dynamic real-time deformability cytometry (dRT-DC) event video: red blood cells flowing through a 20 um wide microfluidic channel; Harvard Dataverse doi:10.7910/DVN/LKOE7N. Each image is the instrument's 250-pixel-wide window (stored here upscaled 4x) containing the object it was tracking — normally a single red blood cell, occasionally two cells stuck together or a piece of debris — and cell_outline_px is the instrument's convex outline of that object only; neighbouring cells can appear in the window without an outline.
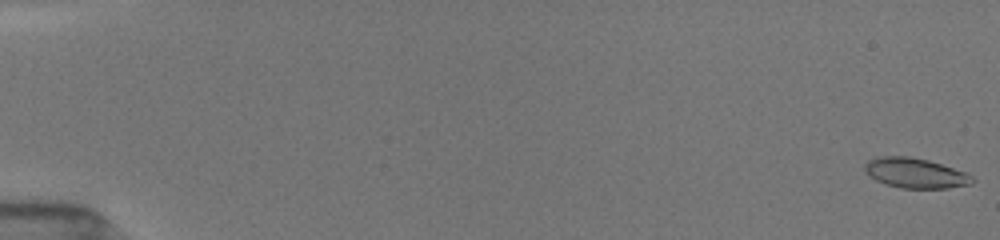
{"species": "common noctule bat (a hibernating species)", "species_latin": "Nyctalus noctula", "temperature_condition": "room temperature", "stored_images_in_passage": 53, "camera_frame_rate_fps": 3000, "um_per_image_px": 0.085, "animal": {"sex": "female", "body_mass_g": 19.5, "forearm_length_mm": 54.1}, "frame": {"image": 1, "passage_image": 1, "time_ms": 0.0, "image_size_px": [1000, 240], "cell_outline_px": [[976, 180], [972, 184], [948, 188], [900, 188], [884, 184], [868, 176], [864, 172], [864, 164], [868, 160], [876, 156], [908, 156], [928, 160], [968, 172]], "centroid_in_image_um": [77.79, 14.71], "position_along_channel_um": 7.2, "area_um2": 19.19}}
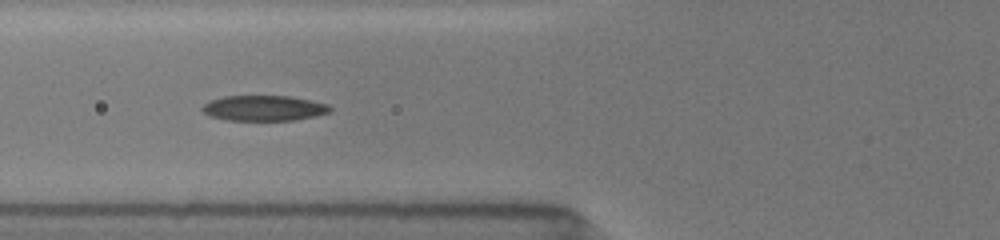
{"frame": {"image": 2, "passage_image": 23, "time_ms": 7.0, "image_size_px": [1000, 240], "cell_outline_px": [[332, 108], [328, 112], [316, 116], [292, 120], [228, 120], [208, 116], [200, 108], [208, 100], [224, 96], [288, 96], [328, 104]], "centroid_in_image_um": [22.37, 9.19], "position_along_channel_um": 103.4, "area_um2": 18.84}}
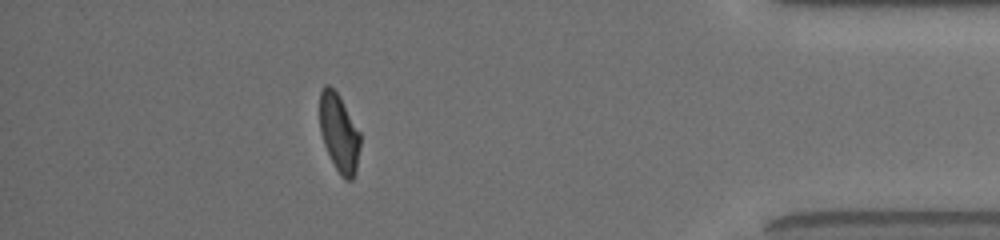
{"frame": {"image": 3, "passage_image": 48, "time_ms": 15.667, "image_size_px": [1000, 240], "cell_outline_px": [[360, 144], [356, 172], [352, 180], [344, 180], [340, 176], [324, 144], [320, 132], [320, 92], [324, 84], [328, 84], [336, 92], [360, 132]], "centroid_in_image_um": [28.82, 11.33], "position_along_channel_um": 406.4, "area_um2": 18.21}, "authors_computed_cell_mechanics": {"area_um2": 19.1896, "velocity_mm_per_s": 3.95, "shape_relaxation_time_tau1_ms": 4.4452, "shape_relaxation_time_tau2_ms": 1.7366, "deformation_change_tau1": 0.1834, "deformation_change_tau2": 0.0794}}